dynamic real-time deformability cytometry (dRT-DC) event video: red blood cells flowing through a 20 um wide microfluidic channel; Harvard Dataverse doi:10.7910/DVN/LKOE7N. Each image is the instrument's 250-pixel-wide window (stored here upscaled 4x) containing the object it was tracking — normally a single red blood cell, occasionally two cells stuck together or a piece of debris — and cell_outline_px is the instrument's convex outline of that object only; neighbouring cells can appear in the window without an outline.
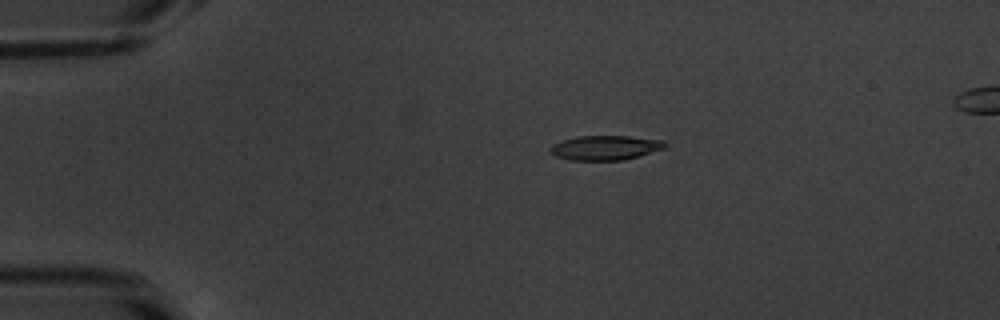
{"species": "common noctule bat (a hibernating species)", "species_latin": "Nyctalus noctula", "temperature_condition": "warm", "stored_images_in_passage": 53, "camera_frame_rate_fps": 3000, "um_per_image_px": 0.085, "animal": {"sex": "male", "body_mass_g": 20.1, "forearm_length_mm": 53.5}, "frame": {"image": 1, "passage_image": 11, "time_ms": 3.333, "image_size_px": [1000, 320], "cell_outline_px": [[668, 148], [640, 156], [624, 160], [572, 160], [556, 156], [548, 148], [552, 144], [576, 136], [628, 136], [664, 140], [668, 144]], "centroid_in_image_um": [51.52, 12.55], "position_along_channel_um": 33.5, "area_um2": 16.59}}
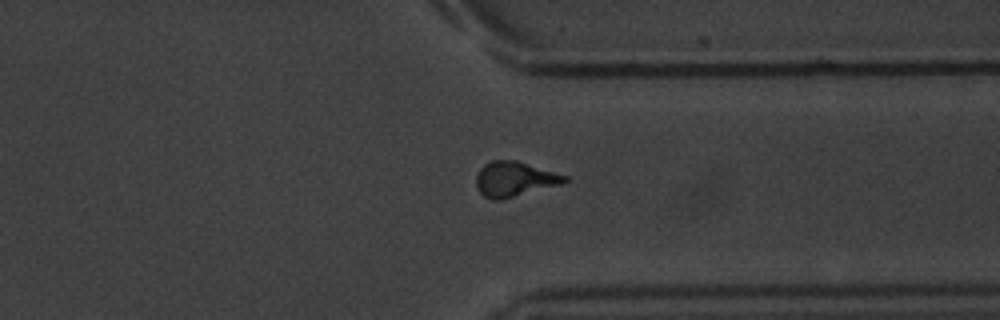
{"frame": {"image": 2, "passage_image": 41, "time_ms": 13.333, "image_size_px": [1000, 320], "cell_outline_px": [[568, 180], [560, 184], [500, 200], [492, 200], [484, 196], [480, 192], [476, 184], [476, 176], [480, 168], [484, 164], [492, 160], [516, 160], [568, 176]], "centroid_in_image_um": [43.7, 15.21], "position_along_channel_um": 367.7, "area_um2": 17.8}}
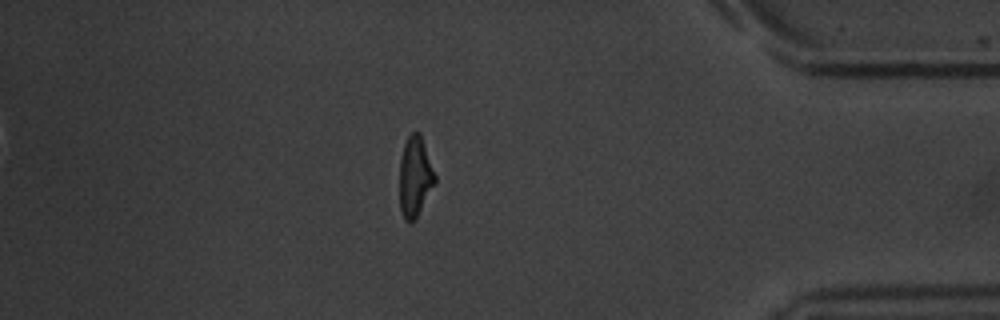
{"frame": {"image": 3, "passage_image": 46, "time_ms": 15.0, "image_size_px": [1000, 320], "cell_outline_px": [[436, 184], [416, 216], [408, 224], [404, 220], [400, 208], [400, 160], [404, 144], [408, 136], [412, 132], [420, 132], [436, 176]], "centroid_in_image_um": [35.28, 15.01], "position_along_channel_um": 399.9, "area_um2": 16.47}, "authors_computed_cell_mechanics": {"area_um2": 16.6464, "velocity_mm_per_s": 3.8358, "shape_relaxation_time_tau1_ms": 4.0802, "shape_relaxation_time_tau2_ms": 1.7094, "deformation_change_tau1": 0.1842, "deformation_change_tau2": 0.1083}}